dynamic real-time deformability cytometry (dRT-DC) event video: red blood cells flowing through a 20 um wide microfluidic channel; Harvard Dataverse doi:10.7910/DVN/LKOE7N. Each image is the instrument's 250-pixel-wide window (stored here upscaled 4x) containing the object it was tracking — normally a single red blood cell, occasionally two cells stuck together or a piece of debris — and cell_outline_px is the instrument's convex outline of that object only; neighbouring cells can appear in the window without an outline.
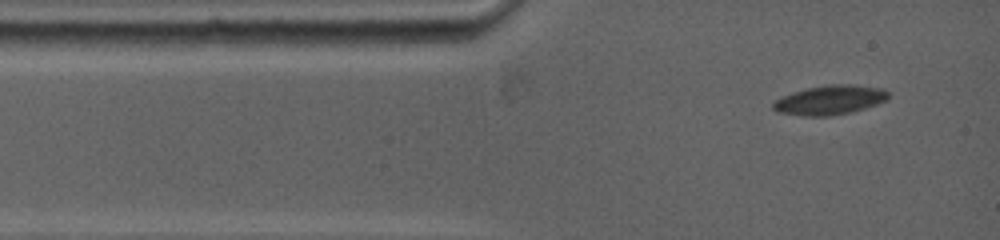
{"species": "common noctule bat (a hibernating species)", "species_latin": "Nyctalus noctula", "temperature_condition": "warm", "stored_images_in_passage": 3, "camera_frame_rate_fps": 5000, "um_per_image_px": 0.085, "animal": {"sex": "female", "body_mass_g": 19.0, "forearm_length_mm": 53.3}, "frame": {"image": 1, "passage_image": 1, "time_ms": 0.0, "image_size_px": [1000, 240], "cell_outline_px": [[888, 100], [864, 108], [848, 112], [828, 116], [804, 116], [776, 112], [772, 108], [772, 104], [776, 100], [792, 92], [808, 88], [832, 84], [852, 84], [880, 88], [888, 92]], "centroid_in_image_um": [70.52, 8.5], "position_along_channel_um": 14.5, "area_um2": 19.48}}
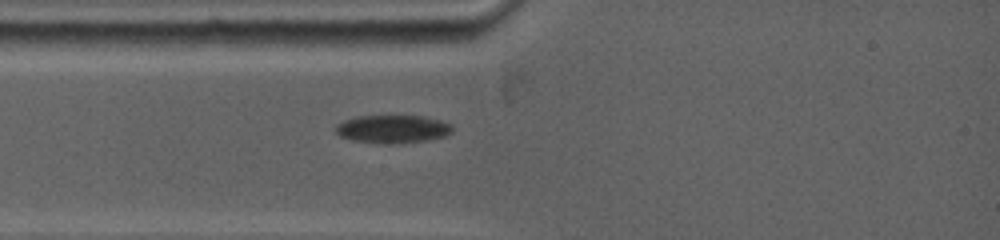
{"frame": {"image": 2, "passage_image": 3, "time_ms": 1.8, "image_size_px": [1000, 240], "cell_outline_px": [[452, 132], [444, 136], [424, 140], [356, 140], [340, 136], [336, 132], [336, 124], [344, 120], [356, 116], [424, 116], [440, 120], [452, 124]], "centroid_in_image_um": [33.39, 10.89], "position_along_channel_um": 51.6, "area_um2": 17.8}}